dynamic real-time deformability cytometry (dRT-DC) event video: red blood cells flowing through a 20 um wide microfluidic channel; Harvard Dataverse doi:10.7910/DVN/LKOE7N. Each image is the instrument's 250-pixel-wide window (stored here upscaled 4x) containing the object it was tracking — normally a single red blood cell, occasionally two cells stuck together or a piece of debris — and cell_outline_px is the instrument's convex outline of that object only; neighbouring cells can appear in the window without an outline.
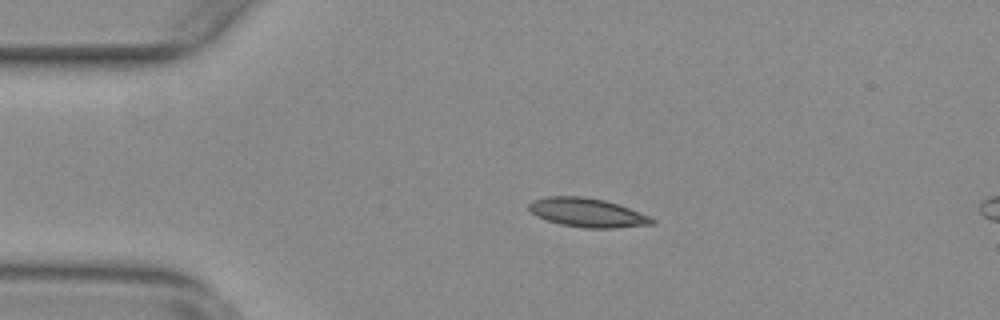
{"species": "common noctule bat (a hibernating species)", "species_latin": "Nyctalus noctula", "temperature_condition": "warm", "stored_images_in_passage": 37, "camera_frame_rate_fps": 3000, "um_per_image_px": 0.085, "animal": {"sex": "female", "body_mass_g": 29.2, "forearm_length_mm": 56.3}, "frame": {"image": 1, "passage_image": 11, "time_ms": 3.333, "image_size_px": [1000, 320], "cell_outline_px": [[656, 224], [612, 228], [584, 228], [560, 224], [536, 216], [528, 208], [528, 204], [532, 200], [548, 196], [580, 196], [604, 200], [652, 216], [656, 220]], "centroid_in_image_um": [49.94, 18.08], "position_along_channel_um": 35.1, "area_um2": 20.75}}
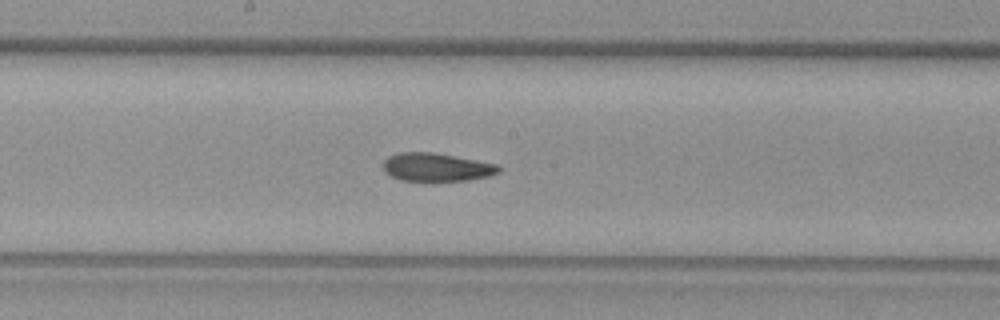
{"frame": {"image": 2, "passage_image": 28, "time_ms": 9.0, "image_size_px": [1000, 320], "cell_outline_px": [[500, 172], [488, 176], [468, 180], [428, 184], [400, 180], [384, 172], [384, 160], [388, 156], [400, 152], [432, 152], [496, 164], [500, 168]], "centroid_in_image_um": [37.05, 14.26], "position_along_channel_um": 211.1, "area_um2": 19.65}}
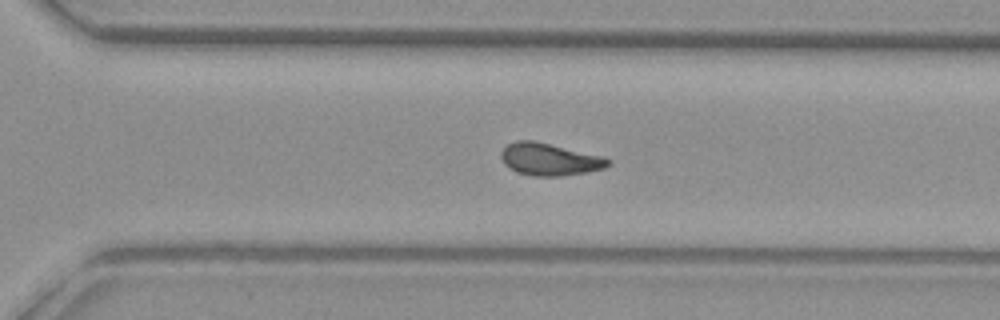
{"frame": {"image": 3, "passage_image": 37, "time_ms": 12.0, "image_size_px": [1000, 320], "cell_outline_px": [[612, 164], [604, 168], [584, 172], [560, 176], [532, 176], [516, 172], [508, 168], [504, 164], [500, 156], [500, 152], [508, 144], [516, 140], [532, 140], [604, 156], [612, 160]], "centroid_in_image_um": [46.7, 13.54], "position_along_channel_um": 323.9, "area_um2": 20.23}}